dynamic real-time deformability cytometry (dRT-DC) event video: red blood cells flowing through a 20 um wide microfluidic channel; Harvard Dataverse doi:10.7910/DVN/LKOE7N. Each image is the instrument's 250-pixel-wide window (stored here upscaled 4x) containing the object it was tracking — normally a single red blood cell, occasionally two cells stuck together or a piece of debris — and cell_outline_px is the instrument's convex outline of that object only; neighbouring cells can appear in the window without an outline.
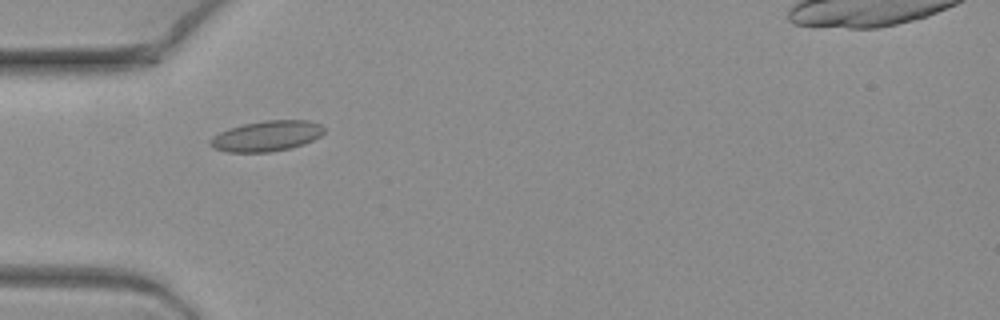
{"species": "common noctule bat (a hibernating species)", "species_latin": "Nyctalus noctula", "temperature_condition": "warm", "stored_images_in_passage": 6, "camera_frame_rate_fps": 3000, "um_per_image_px": 0.085, "animal": {"sex": "female", "body_mass_g": 19.3, "forearm_length_mm": 54.1}, "frame": {"image": 1, "passage_image": 4, "time_ms": 1.0, "image_size_px": [1000, 320], "cell_outline_px": [[324, 132], [320, 136], [304, 144], [292, 148], [268, 152], [228, 152], [212, 148], [208, 144], [208, 140], [212, 136], [228, 128], [244, 124], [264, 120], [308, 120], [320, 124], [324, 128]], "centroid_in_image_um": [22.63, 11.56], "position_along_channel_um": 62.4, "area_um2": 20.4}}
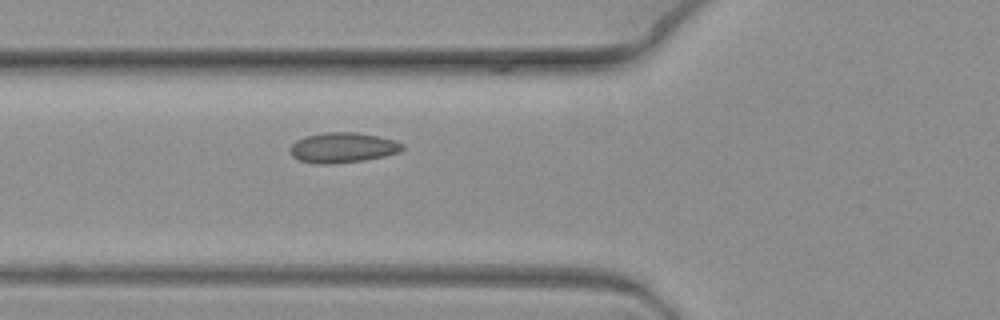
{"frame": {"image": 2, "passage_image": 5, "time_ms": 1.333, "image_size_px": [1000, 320], "cell_outline_px": [[404, 148], [400, 152], [384, 156], [364, 160], [332, 164], [312, 164], [300, 160], [292, 156], [288, 148], [296, 140], [304, 136], [324, 132], [356, 132], [396, 140], [404, 144]], "centroid_in_image_um": [29.11, 12.55], "position_along_channel_um": 96.7, "area_um2": 20.0}}